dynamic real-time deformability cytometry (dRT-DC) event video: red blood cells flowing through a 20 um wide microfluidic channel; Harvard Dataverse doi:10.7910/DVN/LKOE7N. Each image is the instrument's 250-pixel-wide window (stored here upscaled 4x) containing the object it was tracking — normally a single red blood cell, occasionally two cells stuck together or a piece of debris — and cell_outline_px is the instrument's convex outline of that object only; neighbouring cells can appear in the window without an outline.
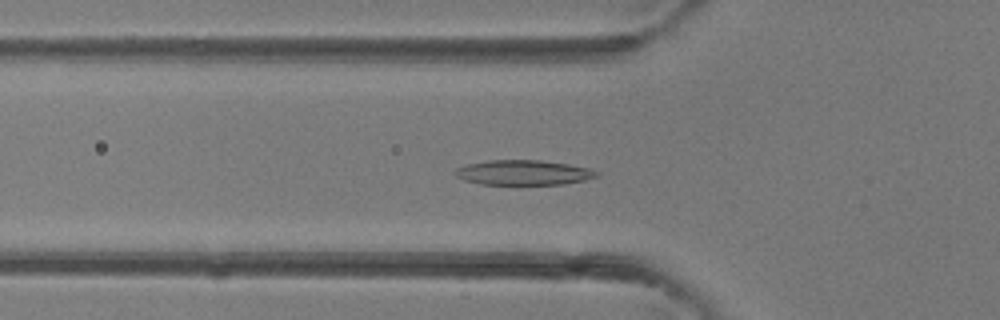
{"species": "common noctule bat (a hibernating species)", "species_latin": "Nyctalus noctula", "temperature_condition": "room temperature", "stored_images_in_passage": 38, "camera_frame_rate_fps": 3000, "um_per_image_px": 0.085, "animal": {"sex": "female"}, "frame": {"image": 1, "passage_image": 14, "time_ms": 4.333, "image_size_px": [1000, 320], "cell_outline_px": [[600, 176], [584, 180], [564, 184], [480, 184], [464, 180], [456, 176], [452, 172], [456, 168], [468, 164], [488, 160], [540, 160], [568, 164], [592, 168], [600, 172]], "centroid_in_image_um": [44.52, 14.66], "position_along_channel_um": 81.3, "area_um2": 20.69}}
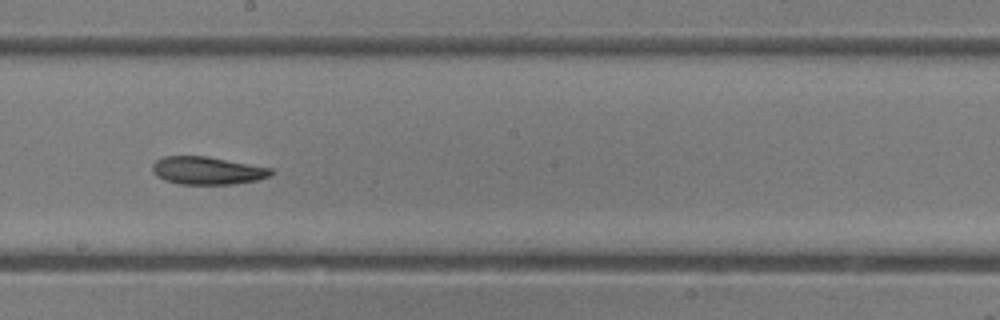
{"frame": {"image": 2, "passage_image": 23, "time_ms": 7.333, "image_size_px": [1000, 320], "cell_outline_px": [[272, 172], [268, 176], [256, 180], [232, 184], [176, 184], [164, 180], [156, 176], [152, 172], [152, 164], [156, 160], [164, 156], [208, 156], [272, 168]], "centroid_in_image_um": [17.56, 14.49], "position_along_channel_um": 230.6, "area_um2": 19.25}}
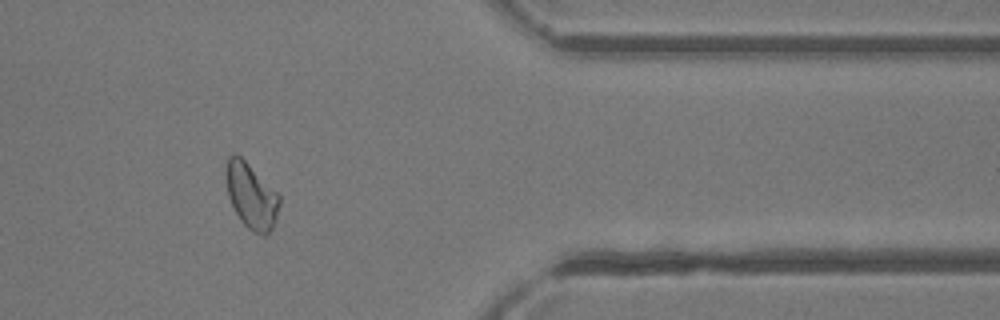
{"frame": {"image": 3, "passage_image": 34, "time_ms": 11.0, "image_size_px": [1000, 320], "cell_outline_px": [[280, 204], [276, 220], [272, 228], [264, 236], [252, 232], [240, 220], [228, 196], [224, 176], [224, 168], [228, 156], [232, 152], [236, 152], [280, 196]], "centroid_in_image_um": [21.32, 16.63], "position_along_channel_um": 390.1, "area_um2": 20.46}}